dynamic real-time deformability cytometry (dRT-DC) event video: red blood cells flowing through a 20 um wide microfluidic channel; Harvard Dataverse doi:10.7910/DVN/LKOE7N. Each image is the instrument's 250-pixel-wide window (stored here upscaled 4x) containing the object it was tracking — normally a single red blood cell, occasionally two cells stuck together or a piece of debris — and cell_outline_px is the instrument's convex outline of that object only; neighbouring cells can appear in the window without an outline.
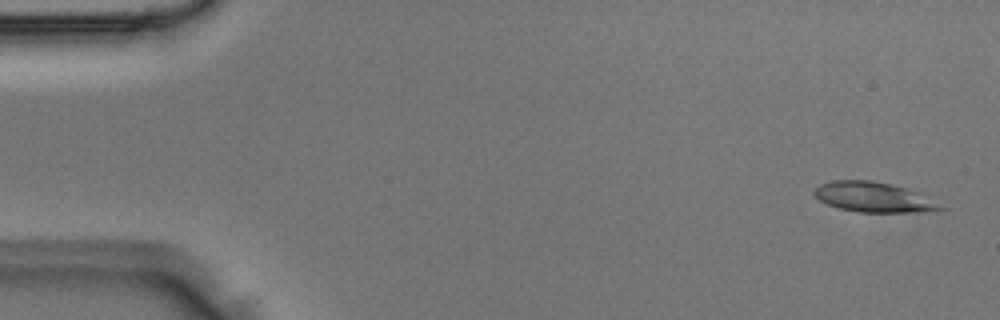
{"species": "Egyptian fruit bat (a non-hibernating species)", "species_latin": "Rousettus aegyptiacus", "temperature_condition": "room temperature", "stored_images_in_passage": 5, "camera_frame_rate_fps": 3000, "um_per_image_px": 0.085, "animal": {"sex": "male"}, "frame": {"image": 1, "passage_image": 1, "time_ms": 0.0, "image_size_px": [1000, 320], "cell_outline_px": [[948, 208], [924, 212], [860, 212], [840, 208], [828, 204], [820, 200], [812, 192], [820, 184], [832, 180], [872, 180], [892, 184], [908, 188]], "centroid_in_image_um": [74.26, 16.75], "position_along_channel_um": 10.7, "area_um2": 21.96}}
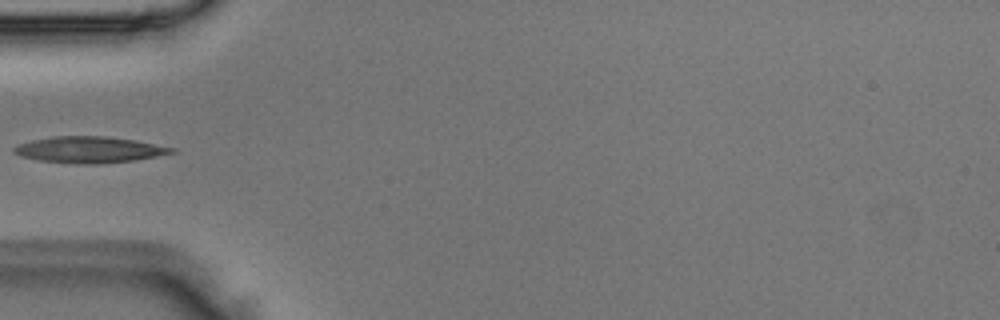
{"frame": {"image": 2, "passage_image": 5, "time_ms": 1.333, "image_size_px": [1000, 320], "cell_outline_px": [[176, 152], [136, 160], [100, 164], [76, 164], [40, 160], [20, 156], [12, 152], [12, 148], [16, 144], [32, 140], [52, 136], [104, 136], [136, 140], [176, 148]], "centroid_in_image_um": [7.57, 12.72], "position_along_channel_um": 77.4, "area_um2": 24.33}}